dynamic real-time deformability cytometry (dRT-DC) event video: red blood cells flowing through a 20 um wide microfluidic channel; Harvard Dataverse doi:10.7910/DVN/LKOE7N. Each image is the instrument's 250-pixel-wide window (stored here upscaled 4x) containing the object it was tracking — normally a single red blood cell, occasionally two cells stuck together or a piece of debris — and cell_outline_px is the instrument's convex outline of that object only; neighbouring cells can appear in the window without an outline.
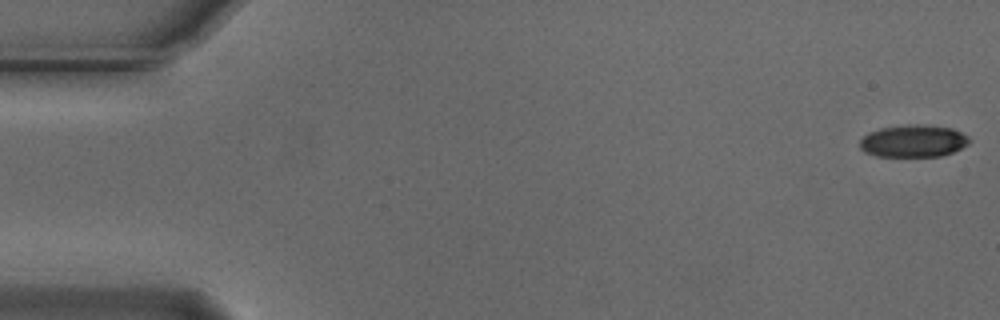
{"species": "Egyptian fruit bat (a non-hibernating species)", "species_latin": "Rousettus aegyptiacus", "temperature_condition": "cold", "stored_images_in_passage": 9, "camera_frame_rate_fps": 3000, "um_per_image_px": 0.085, "animal": {"sex": "male"}, "frame": {"image": 1, "passage_image": 1, "time_ms": 0.0, "image_size_px": [1000, 320], "cell_outline_px": [[972, 140], [968, 144], [952, 152], [940, 156], [876, 156], [864, 152], [860, 148], [860, 140], [868, 132], [880, 128], [908, 124], [920, 124], [952, 128], [968, 136]], "centroid_in_image_um": [77.62, 11.98], "position_along_channel_um": 7.4, "area_um2": 20.63}}